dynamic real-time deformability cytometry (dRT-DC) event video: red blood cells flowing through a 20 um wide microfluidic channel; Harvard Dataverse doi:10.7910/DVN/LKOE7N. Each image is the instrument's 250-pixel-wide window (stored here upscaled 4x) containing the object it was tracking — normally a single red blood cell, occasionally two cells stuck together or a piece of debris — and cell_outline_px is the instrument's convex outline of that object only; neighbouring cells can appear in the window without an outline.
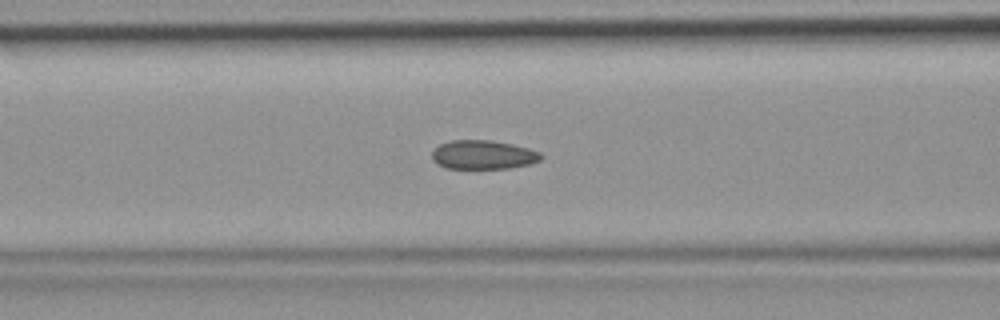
{"species": "common noctule bat (a hibernating species)", "species_latin": "Nyctalus noctula", "temperature_condition": "room temperature", "stored_images_in_passage": 45, "camera_frame_rate_fps": 3000, "um_per_image_px": 0.085, "animal": {"sex": "female", "body_mass_g": 19.9}, "frame": {"image": 1, "passage_image": 18, "time_ms": 5.667, "image_size_px": [1000, 320], "cell_outline_px": [[544, 156], [540, 160], [532, 164], [508, 168], [444, 168], [436, 164], [432, 160], [432, 152], [440, 144], [452, 140], [488, 140], [512, 144], [528, 148], [540, 152]], "centroid_in_image_um": [41.07, 13.16], "position_along_channel_um": 125.5, "area_um2": 18.44}}
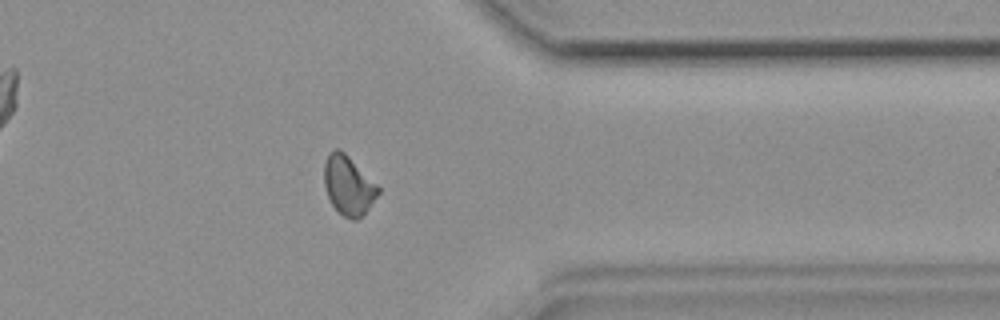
{"frame": {"image": 2, "passage_image": 36, "time_ms": 11.667, "image_size_px": [1000, 320], "cell_outline_px": [[380, 192], [368, 208], [356, 220], [352, 220], [344, 216], [332, 204], [328, 196], [324, 184], [324, 164], [328, 152], [336, 148], [340, 148], [380, 188]], "centroid_in_image_um": [29.59, 15.73], "position_along_channel_um": 381.8, "area_um2": 18.26}}
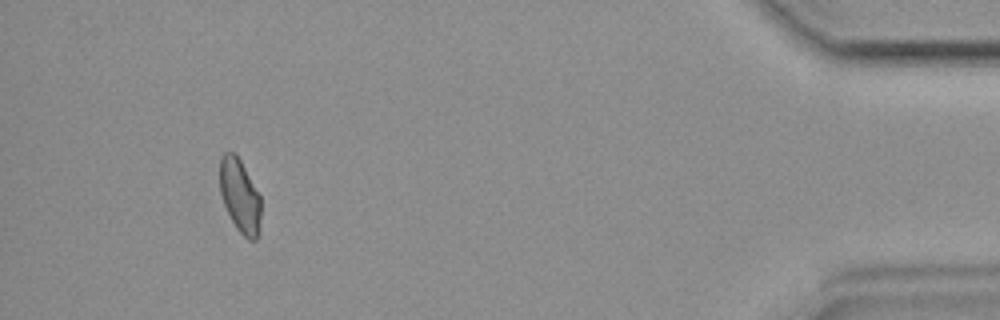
{"frame": {"image": 3, "passage_image": 42, "time_ms": 13.667, "image_size_px": [1000, 320], "cell_outline_px": [[260, 220], [256, 240], [248, 240], [236, 228], [224, 204], [220, 192], [220, 156], [224, 152], [232, 152], [240, 160], [260, 196]], "centroid_in_image_um": [20.37, 16.64], "position_along_channel_um": 414.8, "area_um2": 17.28}}